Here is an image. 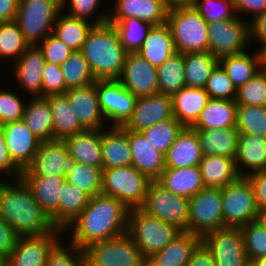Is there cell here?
<instances>
[{
  "instance_id": "8",
  "label": "cell",
  "mask_w": 266,
  "mask_h": 266,
  "mask_svg": "<svg viewBox=\"0 0 266 266\" xmlns=\"http://www.w3.org/2000/svg\"><path fill=\"white\" fill-rule=\"evenodd\" d=\"M224 227H241L260 216L254 190L247 177L221 187Z\"/></svg>"
},
{
  "instance_id": "49",
  "label": "cell",
  "mask_w": 266,
  "mask_h": 266,
  "mask_svg": "<svg viewBox=\"0 0 266 266\" xmlns=\"http://www.w3.org/2000/svg\"><path fill=\"white\" fill-rule=\"evenodd\" d=\"M237 105L266 107V66L264 65L246 84L237 89Z\"/></svg>"
},
{
  "instance_id": "43",
  "label": "cell",
  "mask_w": 266,
  "mask_h": 266,
  "mask_svg": "<svg viewBox=\"0 0 266 266\" xmlns=\"http://www.w3.org/2000/svg\"><path fill=\"white\" fill-rule=\"evenodd\" d=\"M65 180L90 198L102 193V168L70 162Z\"/></svg>"
},
{
  "instance_id": "40",
  "label": "cell",
  "mask_w": 266,
  "mask_h": 266,
  "mask_svg": "<svg viewBox=\"0 0 266 266\" xmlns=\"http://www.w3.org/2000/svg\"><path fill=\"white\" fill-rule=\"evenodd\" d=\"M186 86L204 88L212 71L219 64V58L209 51L183 54Z\"/></svg>"
},
{
  "instance_id": "25",
  "label": "cell",
  "mask_w": 266,
  "mask_h": 266,
  "mask_svg": "<svg viewBox=\"0 0 266 266\" xmlns=\"http://www.w3.org/2000/svg\"><path fill=\"white\" fill-rule=\"evenodd\" d=\"M63 141L71 162L102 168V129H86Z\"/></svg>"
},
{
  "instance_id": "41",
  "label": "cell",
  "mask_w": 266,
  "mask_h": 266,
  "mask_svg": "<svg viewBox=\"0 0 266 266\" xmlns=\"http://www.w3.org/2000/svg\"><path fill=\"white\" fill-rule=\"evenodd\" d=\"M90 197L66 180L59 196V229H65L74 222L88 204Z\"/></svg>"
},
{
  "instance_id": "18",
  "label": "cell",
  "mask_w": 266,
  "mask_h": 266,
  "mask_svg": "<svg viewBox=\"0 0 266 266\" xmlns=\"http://www.w3.org/2000/svg\"><path fill=\"white\" fill-rule=\"evenodd\" d=\"M70 162L63 140L41 141L33 162L21 176L65 177Z\"/></svg>"
},
{
  "instance_id": "51",
  "label": "cell",
  "mask_w": 266,
  "mask_h": 266,
  "mask_svg": "<svg viewBox=\"0 0 266 266\" xmlns=\"http://www.w3.org/2000/svg\"><path fill=\"white\" fill-rule=\"evenodd\" d=\"M65 238L63 237L49 252L45 266H86L84 249L68 243Z\"/></svg>"
},
{
  "instance_id": "62",
  "label": "cell",
  "mask_w": 266,
  "mask_h": 266,
  "mask_svg": "<svg viewBox=\"0 0 266 266\" xmlns=\"http://www.w3.org/2000/svg\"><path fill=\"white\" fill-rule=\"evenodd\" d=\"M18 235L11 226L0 216V255L8 258L13 250Z\"/></svg>"
},
{
  "instance_id": "1",
  "label": "cell",
  "mask_w": 266,
  "mask_h": 266,
  "mask_svg": "<svg viewBox=\"0 0 266 266\" xmlns=\"http://www.w3.org/2000/svg\"><path fill=\"white\" fill-rule=\"evenodd\" d=\"M128 212L129 209L120 200L98 194L89 199L81 214L65 229L64 235L68 237L71 232L68 242L81 249L121 236L127 233Z\"/></svg>"
},
{
  "instance_id": "59",
  "label": "cell",
  "mask_w": 266,
  "mask_h": 266,
  "mask_svg": "<svg viewBox=\"0 0 266 266\" xmlns=\"http://www.w3.org/2000/svg\"><path fill=\"white\" fill-rule=\"evenodd\" d=\"M235 12L237 15L249 14L250 18L247 19L250 22L256 16L266 12V0H232ZM253 16V17H252Z\"/></svg>"
},
{
  "instance_id": "4",
  "label": "cell",
  "mask_w": 266,
  "mask_h": 266,
  "mask_svg": "<svg viewBox=\"0 0 266 266\" xmlns=\"http://www.w3.org/2000/svg\"><path fill=\"white\" fill-rule=\"evenodd\" d=\"M181 232L175 225L162 222L141 208L129 209L127 234L144 258H150L165 248Z\"/></svg>"
},
{
  "instance_id": "50",
  "label": "cell",
  "mask_w": 266,
  "mask_h": 266,
  "mask_svg": "<svg viewBox=\"0 0 266 266\" xmlns=\"http://www.w3.org/2000/svg\"><path fill=\"white\" fill-rule=\"evenodd\" d=\"M248 259L266 257V228L257 219L240 227Z\"/></svg>"
},
{
  "instance_id": "69",
  "label": "cell",
  "mask_w": 266,
  "mask_h": 266,
  "mask_svg": "<svg viewBox=\"0 0 266 266\" xmlns=\"http://www.w3.org/2000/svg\"><path fill=\"white\" fill-rule=\"evenodd\" d=\"M0 266H7V258L0 255Z\"/></svg>"
},
{
  "instance_id": "57",
  "label": "cell",
  "mask_w": 266,
  "mask_h": 266,
  "mask_svg": "<svg viewBox=\"0 0 266 266\" xmlns=\"http://www.w3.org/2000/svg\"><path fill=\"white\" fill-rule=\"evenodd\" d=\"M46 62L61 66L71 55V50L60 39L52 33L49 34L40 44Z\"/></svg>"
},
{
  "instance_id": "9",
  "label": "cell",
  "mask_w": 266,
  "mask_h": 266,
  "mask_svg": "<svg viewBox=\"0 0 266 266\" xmlns=\"http://www.w3.org/2000/svg\"><path fill=\"white\" fill-rule=\"evenodd\" d=\"M140 208L162 222L189 232V198L166 190L157 181H151L148 185Z\"/></svg>"
},
{
  "instance_id": "65",
  "label": "cell",
  "mask_w": 266,
  "mask_h": 266,
  "mask_svg": "<svg viewBox=\"0 0 266 266\" xmlns=\"http://www.w3.org/2000/svg\"><path fill=\"white\" fill-rule=\"evenodd\" d=\"M195 0H164L165 4L169 7L193 5Z\"/></svg>"
},
{
  "instance_id": "66",
  "label": "cell",
  "mask_w": 266,
  "mask_h": 266,
  "mask_svg": "<svg viewBox=\"0 0 266 266\" xmlns=\"http://www.w3.org/2000/svg\"><path fill=\"white\" fill-rule=\"evenodd\" d=\"M249 265L250 266H266V257L250 259Z\"/></svg>"
},
{
  "instance_id": "52",
  "label": "cell",
  "mask_w": 266,
  "mask_h": 266,
  "mask_svg": "<svg viewBox=\"0 0 266 266\" xmlns=\"http://www.w3.org/2000/svg\"><path fill=\"white\" fill-rule=\"evenodd\" d=\"M101 0H61V6L62 11L66 13L67 15L84 19L87 21H91L92 23L96 24H102L108 22L109 18V10L105 9L102 10L104 12H99L98 6L100 5ZM69 7V10L66 12L64 9H67L65 7ZM96 11V15L94 14ZM98 12V14H97ZM94 15V18H92ZM91 20H90V18Z\"/></svg>"
},
{
  "instance_id": "42",
  "label": "cell",
  "mask_w": 266,
  "mask_h": 266,
  "mask_svg": "<svg viewBox=\"0 0 266 266\" xmlns=\"http://www.w3.org/2000/svg\"><path fill=\"white\" fill-rule=\"evenodd\" d=\"M158 93L172 96L186 86L183 54L176 52L157 68Z\"/></svg>"
},
{
  "instance_id": "35",
  "label": "cell",
  "mask_w": 266,
  "mask_h": 266,
  "mask_svg": "<svg viewBox=\"0 0 266 266\" xmlns=\"http://www.w3.org/2000/svg\"><path fill=\"white\" fill-rule=\"evenodd\" d=\"M200 171L205 187L221 188L236 181L240 175L234 158L207 155L200 162Z\"/></svg>"
},
{
  "instance_id": "46",
  "label": "cell",
  "mask_w": 266,
  "mask_h": 266,
  "mask_svg": "<svg viewBox=\"0 0 266 266\" xmlns=\"http://www.w3.org/2000/svg\"><path fill=\"white\" fill-rule=\"evenodd\" d=\"M66 87H82L96 82L88 62L80 50L73 51L69 58L60 66Z\"/></svg>"
},
{
  "instance_id": "7",
  "label": "cell",
  "mask_w": 266,
  "mask_h": 266,
  "mask_svg": "<svg viewBox=\"0 0 266 266\" xmlns=\"http://www.w3.org/2000/svg\"><path fill=\"white\" fill-rule=\"evenodd\" d=\"M102 194L120 200L128 209L140 208L151 180L132 165L102 169Z\"/></svg>"
},
{
  "instance_id": "55",
  "label": "cell",
  "mask_w": 266,
  "mask_h": 266,
  "mask_svg": "<svg viewBox=\"0 0 266 266\" xmlns=\"http://www.w3.org/2000/svg\"><path fill=\"white\" fill-rule=\"evenodd\" d=\"M20 95L9 89L8 91L0 89V126L8 122L22 120L26 105L25 100L28 99Z\"/></svg>"
},
{
  "instance_id": "29",
  "label": "cell",
  "mask_w": 266,
  "mask_h": 266,
  "mask_svg": "<svg viewBox=\"0 0 266 266\" xmlns=\"http://www.w3.org/2000/svg\"><path fill=\"white\" fill-rule=\"evenodd\" d=\"M173 116L184 127H192L209 98L204 88L185 86L172 96Z\"/></svg>"
},
{
  "instance_id": "48",
  "label": "cell",
  "mask_w": 266,
  "mask_h": 266,
  "mask_svg": "<svg viewBox=\"0 0 266 266\" xmlns=\"http://www.w3.org/2000/svg\"><path fill=\"white\" fill-rule=\"evenodd\" d=\"M236 129L238 133L266 137V107L237 105Z\"/></svg>"
},
{
  "instance_id": "67",
  "label": "cell",
  "mask_w": 266,
  "mask_h": 266,
  "mask_svg": "<svg viewBox=\"0 0 266 266\" xmlns=\"http://www.w3.org/2000/svg\"><path fill=\"white\" fill-rule=\"evenodd\" d=\"M141 266H159L151 258H144Z\"/></svg>"
},
{
  "instance_id": "60",
  "label": "cell",
  "mask_w": 266,
  "mask_h": 266,
  "mask_svg": "<svg viewBox=\"0 0 266 266\" xmlns=\"http://www.w3.org/2000/svg\"><path fill=\"white\" fill-rule=\"evenodd\" d=\"M250 42L254 40L259 44L258 51H266V12L256 16L249 22Z\"/></svg>"
},
{
  "instance_id": "30",
  "label": "cell",
  "mask_w": 266,
  "mask_h": 266,
  "mask_svg": "<svg viewBox=\"0 0 266 266\" xmlns=\"http://www.w3.org/2000/svg\"><path fill=\"white\" fill-rule=\"evenodd\" d=\"M176 52L172 32L167 23L152 26L137 51L143 59L157 68Z\"/></svg>"
},
{
  "instance_id": "32",
  "label": "cell",
  "mask_w": 266,
  "mask_h": 266,
  "mask_svg": "<svg viewBox=\"0 0 266 266\" xmlns=\"http://www.w3.org/2000/svg\"><path fill=\"white\" fill-rule=\"evenodd\" d=\"M248 50L219 58V64L226 71L236 89L246 84L264 66V53Z\"/></svg>"
},
{
  "instance_id": "6",
  "label": "cell",
  "mask_w": 266,
  "mask_h": 266,
  "mask_svg": "<svg viewBox=\"0 0 266 266\" xmlns=\"http://www.w3.org/2000/svg\"><path fill=\"white\" fill-rule=\"evenodd\" d=\"M61 11V0H19L15 21L26 42L39 45L52 33Z\"/></svg>"
},
{
  "instance_id": "38",
  "label": "cell",
  "mask_w": 266,
  "mask_h": 266,
  "mask_svg": "<svg viewBox=\"0 0 266 266\" xmlns=\"http://www.w3.org/2000/svg\"><path fill=\"white\" fill-rule=\"evenodd\" d=\"M52 111L54 139L64 140L86 130L81 124L64 94L47 97Z\"/></svg>"
},
{
  "instance_id": "3",
  "label": "cell",
  "mask_w": 266,
  "mask_h": 266,
  "mask_svg": "<svg viewBox=\"0 0 266 266\" xmlns=\"http://www.w3.org/2000/svg\"><path fill=\"white\" fill-rule=\"evenodd\" d=\"M80 51L96 80H118L128 53L109 22L94 25Z\"/></svg>"
},
{
  "instance_id": "56",
  "label": "cell",
  "mask_w": 266,
  "mask_h": 266,
  "mask_svg": "<svg viewBox=\"0 0 266 266\" xmlns=\"http://www.w3.org/2000/svg\"><path fill=\"white\" fill-rule=\"evenodd\" d=\"M68 88L59 65L46 62L43 68L42 97L64 94Z\"/></svg>"
},
{
  "instance_id": "36",
  "label": "cell",
  "mask_w": 266,
  "mask_h": 266,
  "mask_svg": "<svg viewBox=\"0 0 266 266\" xmlns=\"http://www.w3.org/2000/svg\"><path fill=\"white\" fill-rule=\"evenodd\" d=\"M203 156L218 155L235 158L238 142L236 128L196 130Z\"/></svg>"
},
{
  "instance_id": "21",
  "label": "cell",
  "mask_w": 266,
  "mask_h": 266,
  "mask_svg": "<svg viewBox=\"0 0 266 266\" xmlns=\"http://www.w3.org/2000/svg\"><path fill=\"white\" fill-rule=\"evenodd\" d=\"M46 61L39 45H29L12 66L19 88L30 97L42 96L43 68Z\"/></svg>"
},
{
  "instance_id": "45",
  "label": "cell",
  "mask_w": 266,
  "mask_h": 266,
  "mask_svg": "<svg viewBox=\"0 0 266 266\" xmlns=\"http://www.w3.org/2000/svg\"><path fill=\"white\" fill-rule=\"evenodd\" d=\"M28 46L16 21L0 22V61L15 62Z\"/></svg>"
},
{
  "instance_id": "11",
  "label": "cell",
  "mask_w": 266,
  "mask_h": 266,
  "mask_svg": "<svg viewBox=\"0 0 266 266\" xmlns=\"http://www.w3.org/2000/svg\"><path fill=\"white\" fill-rule=\"evenodd\" d=\"M209 52L220 58L246 51L250 43L249 22L244 17L208 24Z\"/></svg>"
},
{
  "instance_id": "58",
  "label": "cell",
  "mask_w": 266,
  "mask_h": 266,
  "mask_svg": "<svg viewBox=\"0 0 266 266\" xmlns=\"http://www.w3.org/2000/svg\"><path fill=\"white\" fill-rule=\"evenodd\" d=\"M2 174L6 177H3ZM21 174L22 172L11 161L3 132L0 129V180H2V178L3 180H5L6 178L15 180L17 178H20Z\"/></svg>"
},
{
  "instance_id": "28",
  "label": "cell",
  "mask_w": 266,
  "mask_h": 266,
  "mask_svg": "<svg viewBox=\"0 0 266 266\" xmlns=\"http://www.w3.org/2000/svg\"><path fill=\"white\" fill-rule=\"evenodd\" d=\"M202 158L196 130L183 127L165 155V168L199 166Z\"/></svg>"
},
{
  "instance_id": "54",
  "label": "cell",
  "mask_w": 266,
  "mask_h": 266,
  "mask_svg": "<svg viewBox=\"0 0 266 266\" xmlns=\"http://www.w3.org/2000/svg\"><path fill=\"white\" fill-rule=\"evenodd\" d=\"M193 6L208 23L228 20L236 15L232 0H195Z\"/></svg>"
},
{
  "instance_id": "47",
  "label": "cell",
  "mask_w": 266,
  "mask_h": 266,
  "mask_svg": "<svg viewBox=\"0 0 266 266\" xmlns=\"http://www.w3.org/2000/svg\"><path fill=\"white\" fill-rule=\"evenodd\" d=\"M183 127L184 126L173 117L169 120L156 123L140 132L144 135L145 139L152 144L153 148L157 149L163 155H166L168 149Z\"/></svg>"
},
{
  "instance_id": "31",
  "label": "cell",
  "mask_w": 266,
  "mask_h": 266,
  "mask_svg": "<svg viewBox=\"0 0 266 266\" xmlns=\"http://www.w3.org/2000/svg\"><path fill=\"white\" fill-rule=\"evenodd\" d=\"M156 181L166 190L186 198H192L205 188L199 166L165 168Z\"/></svg>"
},
{
  "instance_id": "61",
  "label": "cell",
  "mask_w": 266,
  "mask_h": 266,
  "mask_svg": "<svg viewBox=\"0 0 266 266\" xmlns=\"http://www.w3.org/2000/svg\"><path fill=\"white\" fill-rule=\"evenodd\" d=\"M251 183L256 203L260 212L266 210V171L252 173L247 176Z\"/></svg>"
},
{
  "instance_id": "53",
  "label": "cell",
  "mask_w": 266,
  "mask_h": 266,
  "mask_svg": "<svg viewBox=\"0 0 266 266\" xmlns=\"http://www.w3.org/2000/svg\"><path fill=\"white\" fill-rule=\"evenodd\" d=\"M204 89L211 99L235 101L237 95L236 87L220 64L212 71Z\"/></svg>"
},
{
  "instance_id": "12",
  "label": "cell",
  "mask_w": 266,
  "mask_h": 266,
  "mask_svg": "<svg viewBox=\"0 0 266 266\" xmlns=\"http://www.w3.org/2000/svg\"><path fill=\"white\" fill-rule=\"evenodd\" d=\"M224 228L221 188L205 187L189 198V232L201 238Z\"/></svg>"
},
{
  "instance_id": "33",
  "label": "cell",
  "mask_w": 266,
  "mask_h": 266,
  "mask_svg": "<svg viewBox=\"0 0 266 266\" xmlns=\"http://www.w3.org/2000/svg\"><path fill=\"white\" fill-rule=\"evenodd\" d=\"M22 120L41 141L54 140L52 111L47 97L36 96L26 100Z\"/></svg>"
},
{
  "instance_id": "10",
  "label": "cell",
  "mask_w": 266,
  "mask_h": 266,
  "mask_svg": "<svg viewBox=\"0 0 266 266\" xmlns=\"http://www.w3.org/2000/svg\"><path fill=\"white\" fill-rule=\"evenodd\" d=\"M86 266H141V251L127 233L84 248Z\"/></svg>"
},
{
  "instance_id": "39",
  "label": "cell",
  "mask_w": 266,
  "mask_h": 266,
  "mask_svg": "<svg viewBox=\"0 0 266 266\" xmlns=\"http://www.w3.org/2000/svg\"><path fill=\"white\" fill-rule=\"evenodd\" d=\"M95 24L91 21L67 15L61 11L54 23L52 34L71 50H81L87 35Z\"/></svg>"
},
{
  "instance_id": "5",
  "label": "cell",
  "mask_w": 266,
  "mask_h": 266,
  "mask_svg": "<svg viewBox=\"0 0 266 266\" xmlns=\"http://www.w3.org/2000/svg\"><path fill=\"white\" fill-rule=\"evenodd\" d=\"M181 54L209 51L208 22L193 5L169 8L166 22Z\"/></svg>"
},
{
  "instance_id": "26",
  "label": "cell",
  "mask_w": 266,
  "mask_h": 266,
  "mask_svg": "<svg viewBox=\"0 0 266 266\" xmlns=\"http://www.w3.org/2000/svg\"><path fill=\"white\" fill-rule=\"evenodd\" d=\"M36 203L51 217L59 229V196L65 177L21 176Z\"/></svg>"
},
{
  "instance_id": "68",
  "label": "cell",
  "mask_w": 266,
  "mask_h": 266,
  "mask_svg": "<svg viewBox=\"0 0 266 266\" xmlns=\"http://www.w3.org/2000/svg\"><path fill=\"white\" fill-rule=\"evenodd\" d=\"M258 219L262 222V224L266 228V210L260 212V216L258 217Z\"/></svg>"
},
{
  "instance_id": "2",
  "label": "cell",
  "mask_w": 266,
  "mask_h": 266,
  "mask_svg": "<svg viewBox=\"0 0 266 266\" xmlns=\"http://www.w3.org/2000/svg\"><path fill=\"white\" fill-rule=\"evenodd\" d=\"M0 216L18 236L49 234L58 229L21 177L0 180Z\"/></svg>"
},
{
  "instance_id": "15",
  "label": "cell",
  "mask_w": 266,
  "mask_h": 266,
  "mask_svg": "<svg viewBox=\"0 0 266 266\" xmlns=\"http://www.w3.org/2000/svg\"><path fill=\"white\" fill-rule=\"evenodd\" d=\"M64 237V231L36 236H18L7 266H45L49 252Z\"/></svg>"
},
{
  "instance_id": "34",
  "label": "cell",
  "mask_w": 266,
  "mask_h": 266,
  "mask_svg": "<svg viewBox=\"0 0 266 266\" xmlns=\"http://www.w3.org/2000/svg\"><path fill=\"white\" fill-rule=\"evenodd\" d=\"M237 103L234 100L209 99L201 111L195 130L236 128Z\"/></svg>"
},
{
  "instance_id": "44",
  "label": "cell",
  "mask_w": 266,
  "mask_h": 266,
  "mask_svg": "<svg viewBox=\"0 0 266 266\" xmlns=\"http://www.w3.org/2000/svg\"><path fill=\"white\" fill-rule=\"evenodd\" d=\"M113 24L117 30L119 40L125 50L129 52H137L152 25L138 18H124L121 21H108Z\"/></svg>"
},
{
  "instance_id": "37",
  "label": "cell",
  "mask_w": 266,
  "mask_h": 266,
  "mask_svg": "<svg viewBox=\"0 0 266 266\" xmlns=\"http://www.w3.org/2000/svg\"><path fill=\"white\" fill-rule=\"evenodd\" d=\"M200 242V236L182 231L171 243L150 258L159 266H187L193 250Z\"/></svg>"
},
{
  "instance_id": "14",
  "label": "cell",
  "mask_w": 266,
  "mask_h": 266,
  "mask_svg": "<svg viewBox=\"0 0 266 266\" xmlns=\"http://www.w3.org/2000/svg\"><path fill=\"white\" fill-rule=\"evenodd\" d=\"M201 241L211 251L217 266H248L243 234L239 227H224L206 233Z\"/></svg>"
},
{
  "instance_id": "16",
  "label": "cell",
  "mask_w": 266,
  "mask_h": 266,
  "mask_svg": "<svg viewBox=\"0 0 266 266\" xmlns=\"http://www.w3.org/2000/svg\"><path fill=\"white\" fill-rule=\"evenodd\" d=\"M118 80L136 97L158 93L157 67L152 66L137 52L127 53L123 71Z\"/></svg>"
},
{
  "instance_id": "19",
  "label": "cell",
  "mask_w": 266,
  "mask_h": 266,
  "mask_svg": "<svg viewBox=\"0 0 266 266\" xmlns=\"http://www.w3.org/2000/svg\"><path fill=\"white\" fill-rule=\"evenodd\" d=\"M173 117L172 97L157 93L137 97L131 117L121 127L128 131H141Z\"/></svg>"
},
{
  "instance_id": "23",
  "label": "cell",
  "mask_w": 266,
  "mask_h": 266,
  "mask_svg": "<svg viewBox=\"0 0 266 266\" xmlns=\"http://www.w3.org/2000/svg\"><path fill=\"white\" fill-rule=\"evenodd\" d=\"M132 166L151 181H156L165 169V155L153 148L140 131H128Z\"/></svg>"
},
{
  "instance_id": "20",
  "label": "cell",
  "mask_w": 266,
  "mask_h": 266,
  "mask_svg": "<svg viewBox=\"0 0 266 266\" xmlns=\"http://www.w3.org/2000/svg\"><path fill=\"white\" fill-rule=\"evenodd\" d=\"M64 95L85 129H104L108 126L99 106L97 80L90 85L69 88Z\"/></svg>"
},
{
  "instance_id": "64",
  "label": "cell",
  "mask_w": 266,
  "mask_h": 266,
  "mask_svg": "<svg viewBox=\"0 0 266 266\" xmlns=\"http://www.w3.org/2000/svg\"><path fill=\"white\" fill-rule=\"evenodd\" d=\"M19 0H0V22L15 21Z\"/></svg>"
},
{
  "instance_id": "17",
  "label": "cell",
  "mask_w": 266,
  "mask_h": 266,
  "mask_svg": "<svg viewBox=\"0 0 266 266\" xmlns=\"http://www.w3.org/2000/svg\"><path fill=\"white\" fill-rule=\"evenodd\" d=\"M12 163L23 172L34 160L41 140L25 125L23 120L0 126Z\"/></svg>"
},
{
  "instance_id": "27",
  "label": "cell",
  "mask_w": 266,
  "mask_h": 266,
  "mask_svg": "<svg viewBox=\"0 0 266 266\" xmlns=\"http://www.w3.org/2000/svg\"><path fill=\"white\" fill-rule=\"evenodd\" d=\"M131 165L128 133L121 126H108L102 129V169Z\"/></svg>"
},
{
  "instance_id": "22",
  "label": "cell",
  "mask_w": 266,
  "mask_h": 266,
  "mask_svg": "<svg viewBox=\"0 0 266 266\" xmlns=\"http://www.w3.org/2000/svg\"><path fill=\"white\" fill-rule=\"evenodd\" d=\"M113 6L109 9L108 21L138 18L152 26L167 22L169 7L164 0H116Z\"/></svg>"
},
{
  "instance_id": "13",
  "label": "cell",
  "mask_w": 266,
  "mask_h": 266,
  "mask_svg": "<svg viewBox=\"0 0 266 266\" xmlns=\"http://www.w3.org/2000/svg\"><path fill=\"white\" fill-rule=\"evenodd\" d=\"M97 93L108 126H123L132 115L137 97L119 80H97Z\"/></svg>"
},
{
  "instance_id": "24",
  "label": "cell",
  "mask_w": 266,
  "mask_h": 266,
  "mask_svg": "<svg viewBox=\"0 0 266 266\" xmlns=\"http://www.w3.org/2000/svg\"><path fill=\"white\" fill-rule=\"evenodd\" d=\"M234 160L240 177L266 171V137L238 133Z\"/></svg>"
},
{
  "instance_id": "70",
  "label": "cell",
  "mask_w": 266,
  "mask_h": 266,
  "mask_svg": "<svg viewBox=\"0 0 266 266\" xmlns=\"http://www.w3.org/2000/svg\"><path fill=\"white\" fill-rule=\"evenodd\" d=\"M264 65L266 66V51L264 52Z\"/></svg>"
},
{
  "instance_id": "63",
  "label": "cell",
  "mask_w": 266,
  "mask_h": 266,
  "mask_svg": "<svg viewBox=\"0 0 266 266\" xmlns=\"http://www.w3.org/2000/svg\"><path fill=\"white\" fill-rule=\"evenodd\" d=\"M187 266H217L211 251L201 241L193 250Z\"/></svg>"
}]
</instances>
